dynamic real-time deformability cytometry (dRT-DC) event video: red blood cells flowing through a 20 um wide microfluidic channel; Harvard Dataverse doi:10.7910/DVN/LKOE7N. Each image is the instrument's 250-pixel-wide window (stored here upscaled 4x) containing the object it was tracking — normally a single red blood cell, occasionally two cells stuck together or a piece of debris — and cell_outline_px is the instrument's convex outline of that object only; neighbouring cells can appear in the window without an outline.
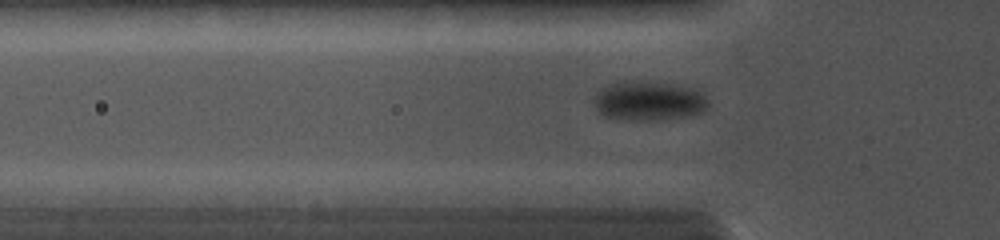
{"species": "common noctule bat (a hibernating species)", "species_latin": "Nyctalus noctula", "temperature_condition": "cold", "stored_images_in_passage": 63, "camera_frame_rate_fps": 5000, "um_per_image_px": 0.085, "animal": {"sex": "female", "body_mass_g": 19.0, "forearm_length_mm": 56.7}, "frame": {"image": 1, "passage_image": 2, "time_ms": 0.2, "image_size_px": [1000, 240], "cell_outline_px": [[708, 104], [704, 112], [688, 116], [652, 120], [628, 120], [604, 116], [596, 108], [596, 92], [600, 88], [616, 80], [648, 80], [700, 88], [708, 100]], "centroid_in_image_um": [55.18, 8.53], "position_along_channel_um": 70.6, "area_um2": 26.93}}
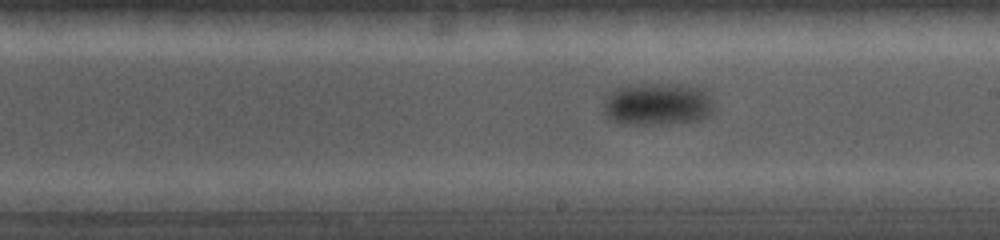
{"frame": {"image": 2, "passage_image": 29, "time_ms": 4.2, "image_size_px": [1000, 240], "cell_outline_px": [[712, 112], [708, 116], [700, 120], [664, 124], [620, 124], [612, 120], [604, 112], [604, 100], [616, 88], [628, 84], [684, 84], [704, 88], [712, 104]], "centroid_in_image_um": [55.88, 8.84], "position_along_channel_um": 233.1, "area_um2": 27.46}}
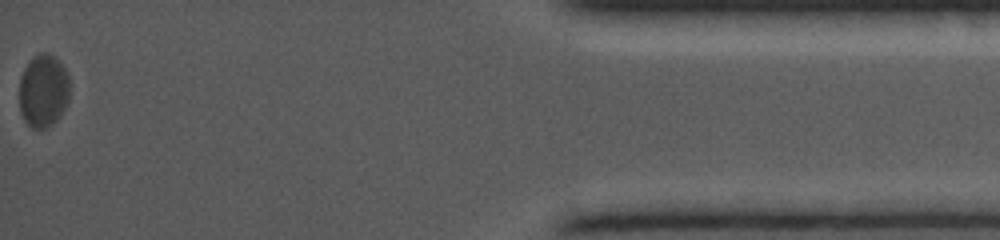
{"frame": {"image": 3, "passage_image": 63, "time_ms": 10.8, "image_size_px": [1000, 240], "cell_outline_px": [[68, 100], [60, 116], [48, 128], [32, 128], [24, 120], [20, 112], [20, 76], [24, 68], [40, 52], [48, 52], [64, 68], [68, 76]], "centroid_in_image_um": [3.67, 7.75], "position_along_channel_um": 431.5, "area_um2": 21.1}}